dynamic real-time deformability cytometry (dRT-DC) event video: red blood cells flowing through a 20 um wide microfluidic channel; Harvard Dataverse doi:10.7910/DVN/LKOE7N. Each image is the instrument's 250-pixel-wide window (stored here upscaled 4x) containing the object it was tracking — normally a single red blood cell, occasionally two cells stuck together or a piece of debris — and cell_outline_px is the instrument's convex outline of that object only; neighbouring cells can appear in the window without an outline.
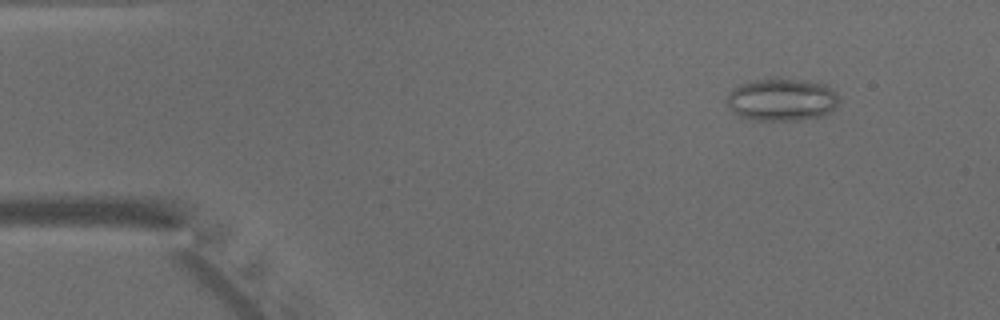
{"species": "common noctule bat (a hibernating species)", "species_latin": "Nyctalus noctula", "temperature_condition": "warm", "stored_images_in_passage": 44, "camera_frame_rate_fps": 3000, "um_per_image_px": 0.085, "animal": {"sex": "male", "body_mass_g": 15.6}, "frame": {"image": 1, "passage_image": 2, "time_ms": 0.333, "image_size_px": [1000, 320], "cell_outline_px": [[840, 100], [828, 112], [820, 116], [800, 120], [752, 120], [740, 116], [728, 108], [724, 104], [724, 100], [728, 92], [740, 84], [756, 80], [776, 76], [780, 76], [804, 80], [824, 84], [836, 92]], "centroid_in_image_um": [66.38, 8.44], "position_along_channel_um": 18.6, "area_um2": 28.32}}
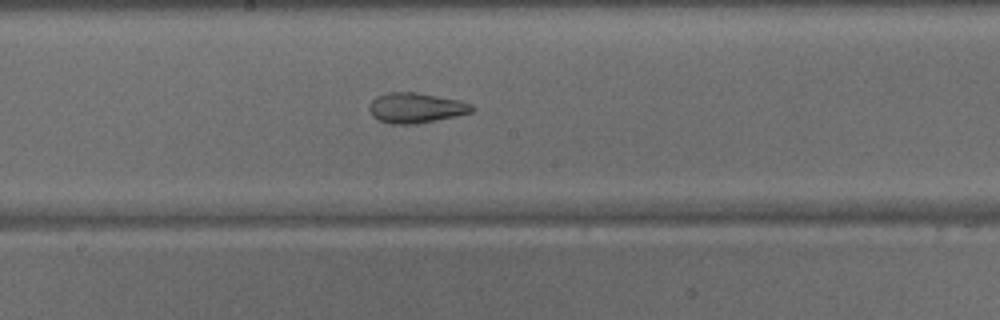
{"frame": {"image": 2, "passage_image": 22, "time_ms": 7.0, "image_size_px": [1000, 320], "cell_outline_px": [[476, 108], [472, 112], [456, 116], [416, 124], [392, 124], [380, 120], [372, 116], [368, 108], [368, 104], [376, 96], [388, 92], [416, 92], [460, 100], [472, 104]], "centroid_in_image_um": [35.35, 9.16], "position_along_channel_um": 212.9, "area_um2": 18.21}}
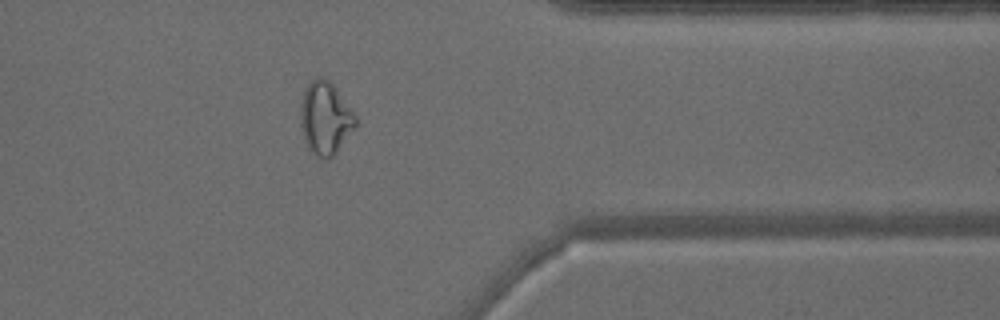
{"frame": {"image": 3, "passage_image": 35, "time_ms": 11.333, "image_size_px": [1000, 320], "cell_outline_px": [[356, 128], [336, 152], [328, 160], [324, 160], [316, 156], [308, 148], [300, 124], [300, 104], [304, 88], [316, 76], [328, 80], [336, 88], [356, 116]], "centroid_in_image_um": [27.64, 10.05], "position_along_channel_um": 383.8, "area_um2": 23.41}}